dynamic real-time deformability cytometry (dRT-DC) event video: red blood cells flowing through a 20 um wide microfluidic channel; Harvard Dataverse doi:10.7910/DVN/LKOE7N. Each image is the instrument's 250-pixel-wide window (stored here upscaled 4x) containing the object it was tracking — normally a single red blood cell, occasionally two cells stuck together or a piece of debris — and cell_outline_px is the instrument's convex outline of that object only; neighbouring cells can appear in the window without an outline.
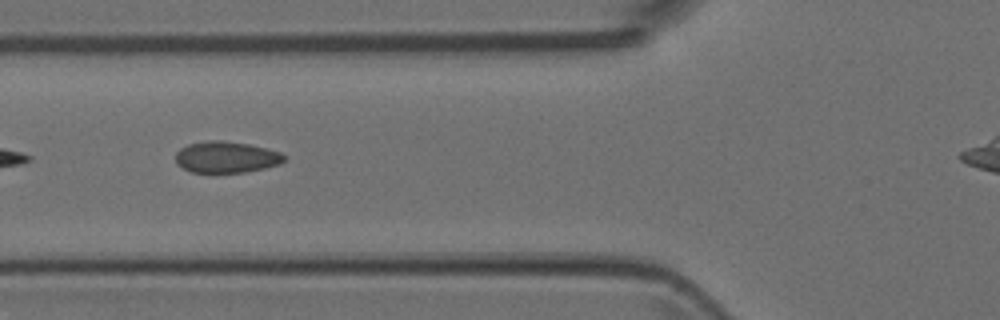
{"species": "Egyptian fruit bat (a non-hibernating species)", "species_latin": "Rousettus aegyptiacus", "temperature_condition": "room temperature", "stored_images_in_passage": 6, "camera_frame_rate_fps": 3000, "um_per_image_px": 0.085, "animal": {"sex": "female"}, "frame": {"image": 1, "passage_image": 5, "time_ms": 1.333, "image_size_px": [1000, 320], "cell_outline_px": [[288, 156], [280, 164], [264, 168], [244, 172], [192, 172], [176, 164], [176, 152], [180, 148], [188, 144], [208, 140], [220, 140], [248, 144], [268, 148], [280, 152]], "centroid_in_image_um": [19.25, 13.34], "position_along_channel_um": 106.6, "area_um2": 19.88}}
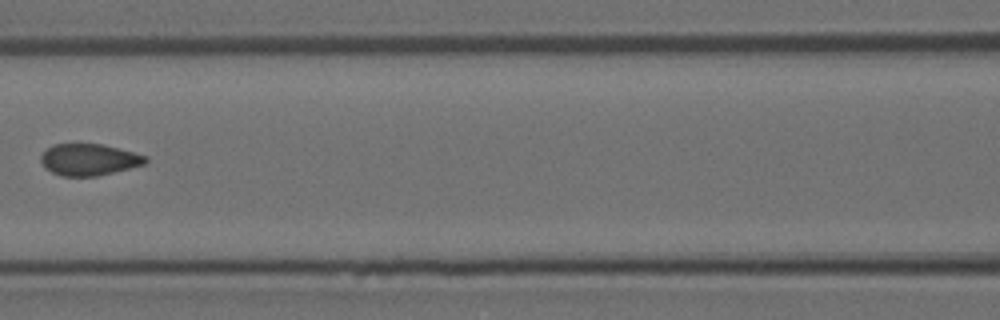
{"frame": {"image": 2, "passage_image": 6, "time_ms": 1.667, "image_size_px": [1000, 320], "cell_outline_px": [[148, 160], [144, 164], [96, 176], [60, 176], [44, 168], [40, 160], [40, 156], [52, 144], [104, 144], [148, 156]], "centroid_in_image_um": [7.54, 13.56], "position_along_channel_um": 159.1, "area_um2": 19.25}}